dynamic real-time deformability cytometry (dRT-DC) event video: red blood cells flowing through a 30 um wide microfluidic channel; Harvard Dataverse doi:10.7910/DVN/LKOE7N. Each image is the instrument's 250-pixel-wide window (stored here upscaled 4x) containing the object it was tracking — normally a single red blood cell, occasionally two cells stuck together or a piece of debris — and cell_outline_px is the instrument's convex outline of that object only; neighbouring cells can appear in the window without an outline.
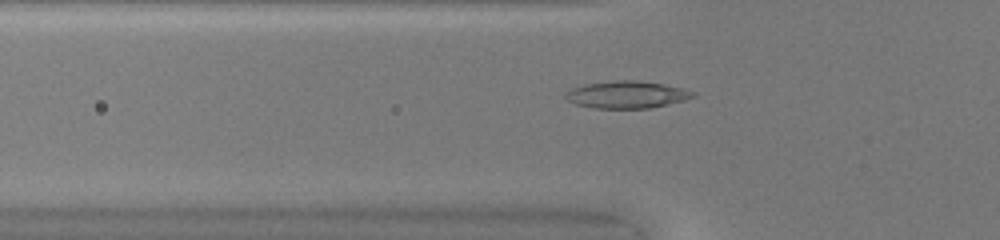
{"species": "common noctule bat (a hibernating species)", "species_latin": "Nyctalus noctula", "temperature_condition": "warm", "stored_images_in_passage": 34, "camera_frame_rate_fps": 3000, "um_per_image_px": 0.085, "animal": {"sex": "female", "body_mass_g": 20.0, "forearm_length_mm": 54.0}, "frame": {"image": 1, "passage_image": 2, "time_ms": 0.333, "image_size_px": [1000, 240], "cell_outline_px": [[696, 96], [684, 100], [648, 108], [592, 108], [576, 104], [568, 100], [564, 96], [564, 92], [572, 88], [584, 84], [616, 80], [636, 80], [664, 84], [684, 88], [692, 92]], "centroid_in_image_um": [53.23, 8.03], "position_along_channel_um": 72.6, "area_um2": 20.11}}
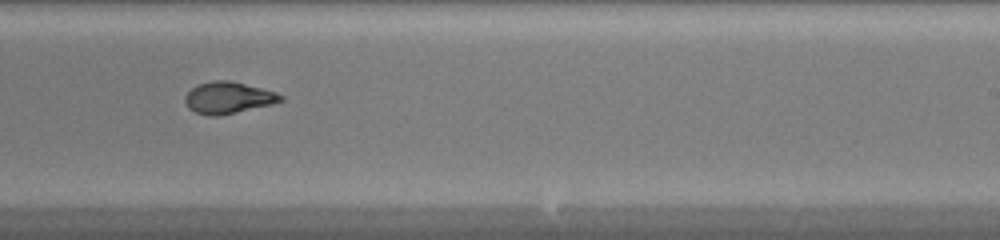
{"frame": {"image": 2, "passage_image": 16, "time_ms": 5.0, "image_size_px": [1000, 240], "cell_outline_px": [[284, 100], [272, 104], [216, 116], [208, 116], [196, 112], [188, 108], [184, 100], [184, 96], [192, 88], [200, 84], [212, 80], [228, 80], [276, 92], [284, 96]], "centroid_in_image_um": [19.38, 8.3], "position_along_channel_um": 269.6, "area_um2": 17.4}}
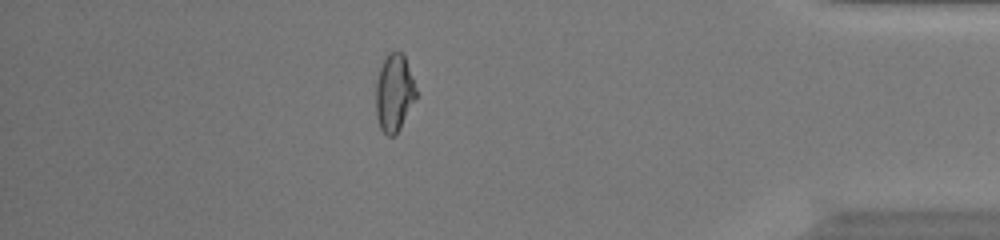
{"frame": {"image": 3, "passage_image": 28, "time_ms": 9.0, "image_size_px": [1000, 240], "cell_outline_px": [[416, 96], [400, 128], [392, 136], [388, 136], [380, 128], [376, 116], [376, 80], [380, 68], [388, 52], [404, 52], [416, 88]], "centroid_in_image_um": [33.49, 7.86], "position_along_channel_um": 401.7, "area_um2": 17.98}, "authors_computed_cell_mechanics": {"area_um2": 17.8313, "velocity_mm_per_s": 4.2293, "shape_relaxation_time_tau1_ms": 6.0844, "shape_relaxation_time_tau2_ms": 1.1807, "deformation_change_tau1": 0.2546, "deformation_change_tau2": 0.0587}}